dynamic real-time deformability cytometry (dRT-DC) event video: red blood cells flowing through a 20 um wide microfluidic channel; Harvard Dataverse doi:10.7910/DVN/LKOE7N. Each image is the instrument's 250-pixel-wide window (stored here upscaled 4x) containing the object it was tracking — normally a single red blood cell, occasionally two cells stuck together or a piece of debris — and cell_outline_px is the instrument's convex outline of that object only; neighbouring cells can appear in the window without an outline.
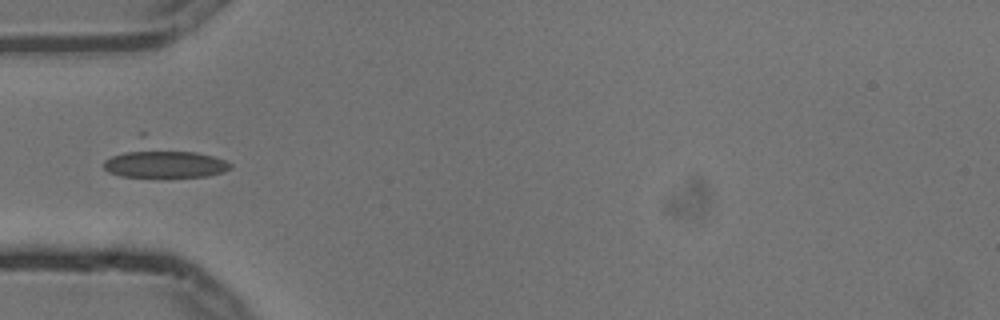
{"species": "common noctule bat (a hibernating species)", "species_latin": "Nyctalus noctula", "temperature_condition": "cold", "stored_images_in_passage": 7, "camera_frame_rate_fps": 3000, "um_per_image_px": 0.085, "animal": {"sex": "male", "body_mass_g": 13.3}, "frame": {"image": 1, "passage_image": 4, "time_ms": 1.0, "image_size_px": [1000, 320], "cell_outline_px": [[232, 168], [224, 172], [208, 176], [120, 176], [108, 172], [104, 168], [104, 160], [136, 132], [144, 132], [224, 160], [232, 164]], "centroid_in_image_um": [13.7, 13.53], "position_along_channel_um": 71.3, "area_um2": 26.7}}
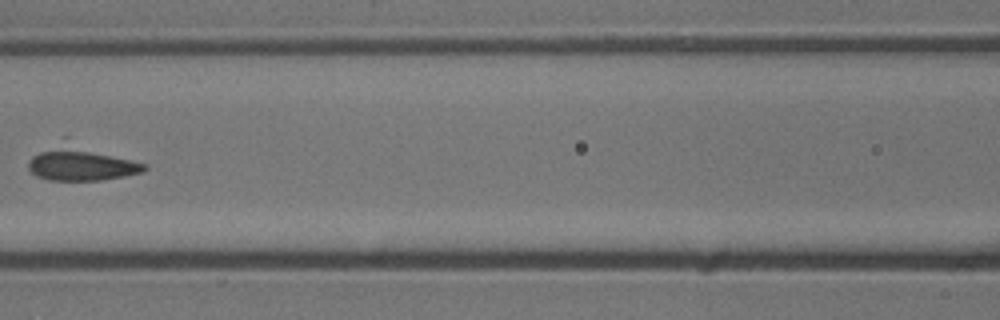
{"frame": {"image": 2, "passage_image": 6, "time_ms": 1.667, "image_size_px": [1000, 320], "cell_outline_px": [[148, 168], [144, 172], [124, 176], [100, 180], [48, 180], [36, 176], [28, 168], [28, 160], [32, 156], [64, 136], [148, 164]], "centroid_in_image_um": [6.92, 13.81], "position_along_channel_um": 159.7, "area_um2": 24.57}}
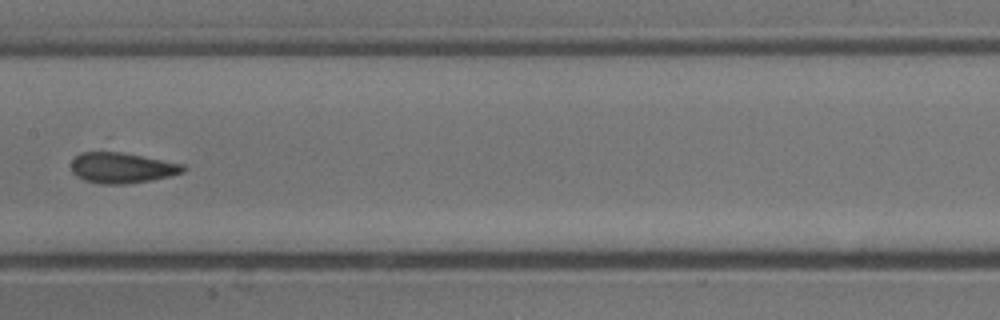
{"frame": {"image": 3, "passage_image": 7, "time_ms": 2.0, "image_size_px": [1000, 320], "cell_outline_px": [[184, 172], [168, 176], [148, 180], [124, 184], [100, 184], [84, 180], [76, 176], [72, 172], [72, 160], [80, 152], [108, 136], [184, 164]], "centroid_in_image_um": [10.34, 13.91], "position_along_channel_um": 197.1, "area_um2": 25.14}}